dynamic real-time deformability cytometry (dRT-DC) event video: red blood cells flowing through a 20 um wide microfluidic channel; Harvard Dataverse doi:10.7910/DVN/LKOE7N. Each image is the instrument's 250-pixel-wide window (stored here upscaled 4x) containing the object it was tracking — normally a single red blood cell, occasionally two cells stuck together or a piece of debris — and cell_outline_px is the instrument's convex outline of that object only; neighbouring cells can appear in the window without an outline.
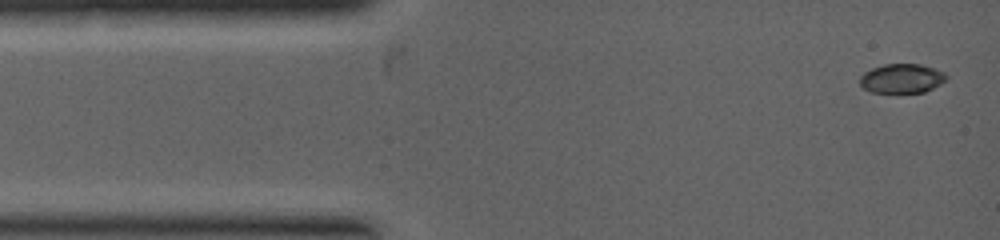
{"species": "common noctule bat (a hibernating species)", "species_latin": "Nyctalus noctula", "temperature_condition": "warm", "stored_images_in_passage": 11, "camera_frame_rate_fps": 5000, "um_per_image_px": 0.085, "animal": {"sex": "female", "body_mass_g": 19.0, "forearm_length_mm": 53.3}, "frame": {"image": 1, "passage_image": 1, "time_ms": 0.0, "image_size_px": [1000, 240], "cell_outline_px": [[948, 76], [940, 84], [924, 92], [872, 92], [864, 88], [860, 84], [860, 76], [864, 72], [872, 68], [884, 64], [920, 64], [944, 72]], "centroid_in_image_um": [76.63, 6.66], "position_along_channel_um": 8.4, "area_um2": 14.57}}
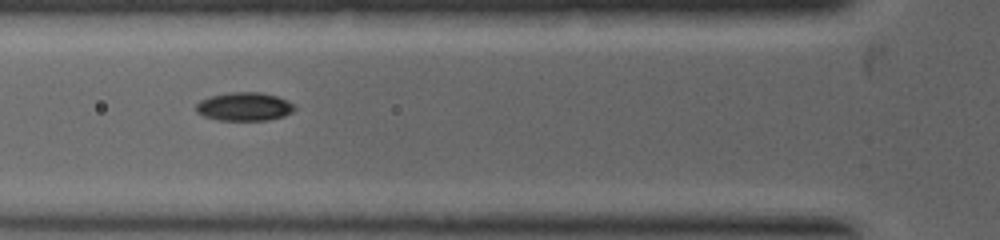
{"frame": {"image": 2, "passage_image": 7, "time_ms": 2.4, "image_size_px": [1000, 240], "cell_outline_px": [[296, 108], [292, 112], [284, 116], [268, 120], [220, 120], [204, 116], [196, 112], [196, 104], [200, 100], [208, 96], [228, 92], [260, 92], [276, 96], [288, 100]], "centroid_in_image_um": [20.75, 9.05], "position_along_channel_um": 105.1, "area_um2": 16.42}}
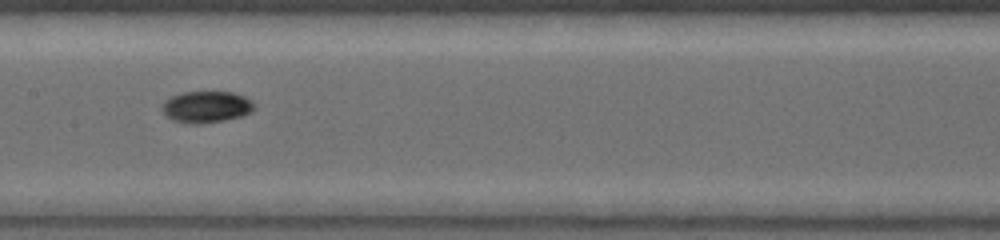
{"frame": {"image": 3, "passage_image": 10, "time_ms": 3.6, "image_size_px": [1000, 240], "cell_outline_px": [[256, 108], [252, 112], [240, 116], [224, 120], [200, 124], [188, 124], [172, 120], [164, 116], [160, 108], [164, 100], [168, 96], [184, 92], [232, 92], [244, 96], [252, 100], [256, 104]], "centroid_in_image_um": [17.5, 9.09], "position_along_channel_um": 189.9, "area_um2": 17.4}}